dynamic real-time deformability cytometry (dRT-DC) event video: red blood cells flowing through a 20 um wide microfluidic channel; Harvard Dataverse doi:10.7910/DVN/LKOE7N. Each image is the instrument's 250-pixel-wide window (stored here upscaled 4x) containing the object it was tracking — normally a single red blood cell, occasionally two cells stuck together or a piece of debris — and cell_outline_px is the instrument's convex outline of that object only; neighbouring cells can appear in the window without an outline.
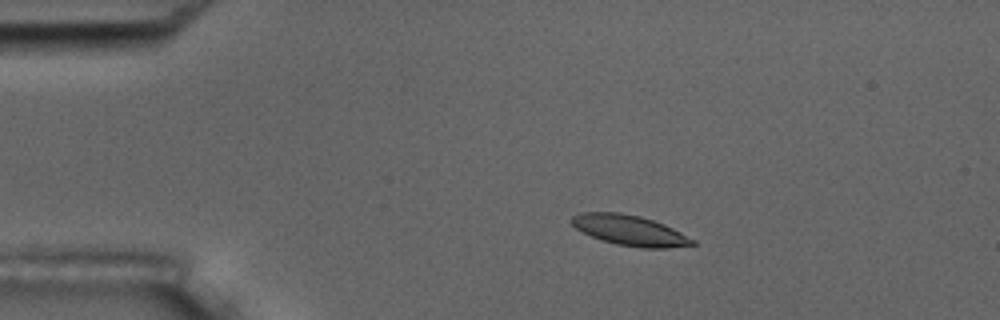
{"species": "common noctule bat (a hibernating species)", "species_latin": "Nyctalus noctula", "temperature_condition": "room temperature", "stored_images_in_passage": 5, "camera_frame_rate_fps": 3000, "um_per_image_px": 0.085, "animal": {"sex": "male", "body_mass_g": 17.5, "forearm_length_mm": 52.3}, "frame": {"image": 1, "passage_image": 3, "time_ms": 2.667, "image_size_px": [1000, 320], "cell_outline_px": [[696, 244], [668, 248], [640, 248], [616, 244], [600, 240], [576, 228], [568, 220], [572, 216], [580, 212], [620, 212], [640, 216], [664, 224], [696, 240]], "centroid_in_image_um": [53.51, 19.57], "position_along_channel_um": 31.5, "area_um2": 21.44}}